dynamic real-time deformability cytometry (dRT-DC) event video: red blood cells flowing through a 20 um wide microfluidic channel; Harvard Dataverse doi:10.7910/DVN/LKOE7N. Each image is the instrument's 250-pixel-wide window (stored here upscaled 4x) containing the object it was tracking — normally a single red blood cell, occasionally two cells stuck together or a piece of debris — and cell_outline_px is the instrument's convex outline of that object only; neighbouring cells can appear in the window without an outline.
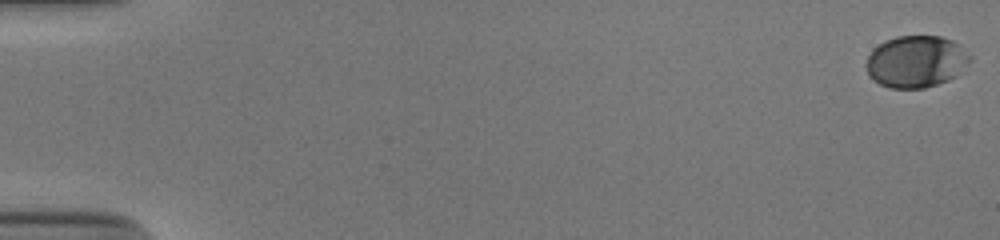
{"species": "human", "species_latin": "Homo sapiens", "temperature_condition": "cold", "stored_images_in_passage": 54, "camera_frame_rate_fps": 3000, "um_per_image_px": 0.085, "donor": {"sex": "male"}, "frame": {"image": 1, "passage_image": 1, "time_ms": 0.0, "image_size_px": [1000, 240], "cell_outline_px": [[972, 60], [956, 76], [948, 80], [924, 88], [888, 88], [872, 80], [868, 76], [868, 56], [872, 48], [884, 40], [896, 36], [940, 36], [952, 40], [972, 56]], "centroid_in_image_um": [77.86, 5.23], "position_along_channel_um": 7.1, "area_um2": 31.5}}
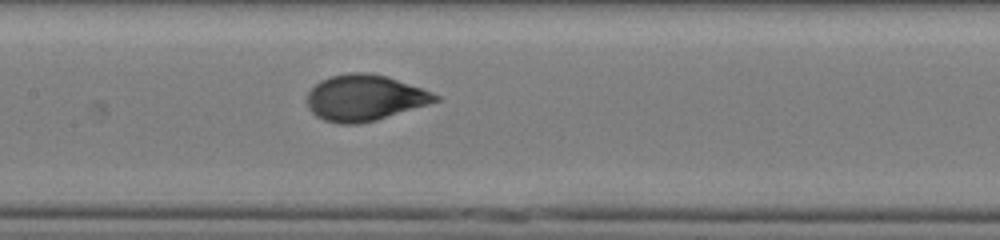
{"frame": {"image": 2, "passage_image": 28, "time_ms": 9.0, "image_size_px": [1000, 240], "cell_outline_px": [[440, 100], [428, 104], [376, 120], [356, 124], [340, 124], [324, 120], [316, 116], [308, 108], [308, 92], [320, 80], [332, 76], [352, 72], [364, 72], [388, 76], [432, 92], [440, 96]], "centroid_in_image_um": [30.99, 8.31], "position_along_channel_um": 176.4, "area_um2": 34.16}}
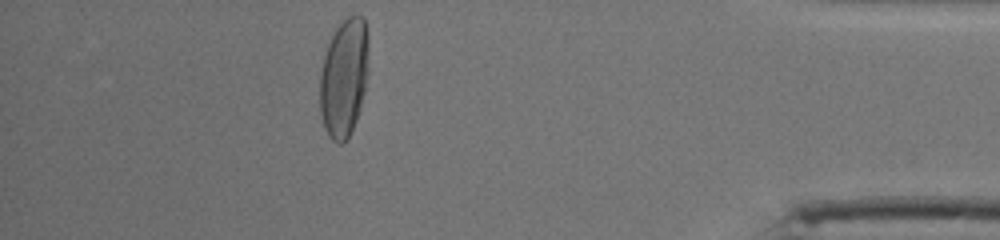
{"frame": {"image": 3, "passage_image": 49, "time_ms": 16.0, "image_size_px": [1000, 240], "cell_outline_px": [[368, 76], [364, 92], [356, 120], [348, 136], [340, 144], [336, 144], [328, 136], [324, 128], [320, 112], [320, 72], [324, 56], [328, 44], [336, 28], [348, 16], [364, 16], [368, 32]], "centroid_in_image_um": [29.24, 6.59], "position_along_channel_um": 406.0, "area_um2": 33.76}, "authors_computed_cell_mechanics": {"area_um2": 33.3795, "velocity_mm_per_s": 3.857, "shape_relaxation_time_tau1_ms": 4.4786, "shape_relaxation_time_tau2_ms": null, "deformation_change_tau1": 0.1893, "deformation_change_tau2": null}}